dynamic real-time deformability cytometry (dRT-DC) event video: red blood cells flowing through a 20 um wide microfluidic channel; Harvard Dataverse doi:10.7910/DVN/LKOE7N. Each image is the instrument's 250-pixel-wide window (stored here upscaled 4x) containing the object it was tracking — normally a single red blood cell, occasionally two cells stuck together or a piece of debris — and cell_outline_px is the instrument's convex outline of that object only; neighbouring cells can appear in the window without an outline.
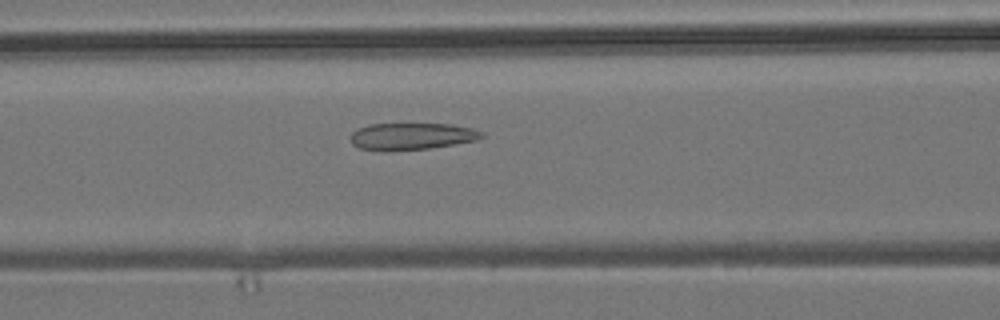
{"species": "common noctule bat (a hibernating species)", "species_latin": "Nyctalus noctula", "temperature_condition": "room temperature", "stored_images_in_passage": 50, "camera_frame_rate_fps": 3000, "um_per_image_px": 0.085, "animal": {"sex": "male", "body_mass_g": 19.2, "forearm_length_mm": 51.8}, "frame": {"image": 1, "passage_image": 22, "time_ms": 7.0, "image_size_px": [1000, 320], "cell_outline_px": [[484, 136], [476, 140], [428, 148], [388, 152], [380, 152], [360, 148], [352, 144], [352, 132], [368, 124], [452, 124], [472, 128], [484, 132]], "centroid_in_image_um": [34.98, 11.6], "position_along_channel_um": 131.6, "area_um2": 20.63}}
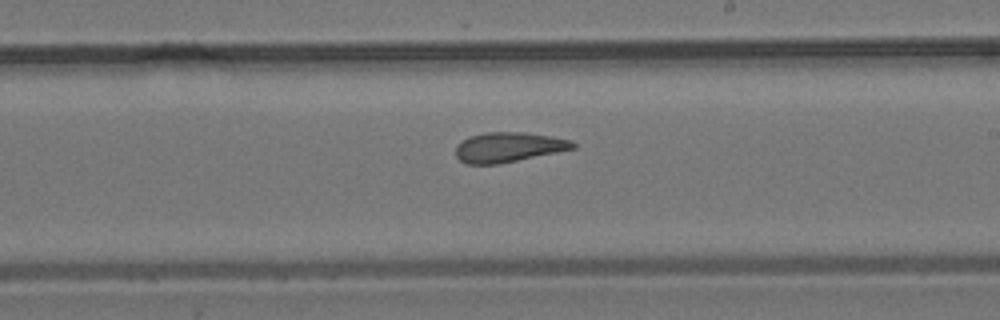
{"frame": {"image": 2, "passage_image": 31, "time_ms": 10.0, "image_size_px": [1000, 320], "cell_outline_px": [[576, 148], [500, 164], [468, 164], [460, 160], [456, 156], [456, 144], [460, 140], [468, 136], [484, 132], [524, 132], [552, 136], [572, 140], [576, 144]], "centroid_in_image_um": [43.2, 12.5], "position_along_channel_um": 245.8, "area_um2": 20.63}}
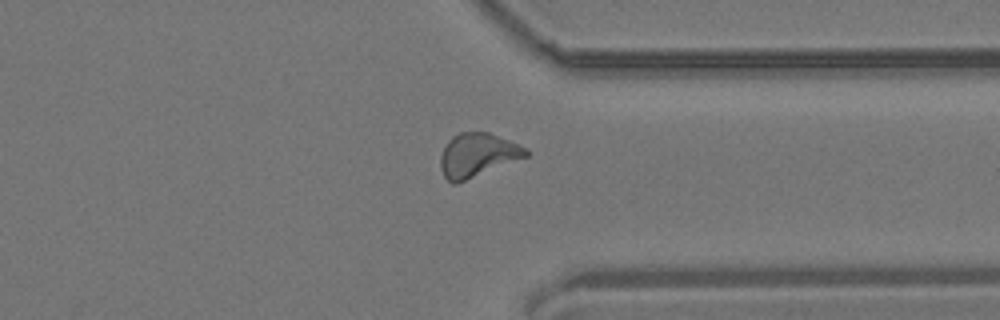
{"frame": {"image": 3, "passage_image": 41, "time_ms": 13.333, "image_size_px": [1000, 320], "cell_outline_px": [[528, 156], [456, 184], [452, 184], [444, 176], [440, 168], [440, 156], [448, 140], [452, 136], [460, 132], [488, 132], [528, 148]], "centroid_in_image_um": [40.57, 13.18], "position_along_channel_um": 370.8, "area_um2": 21.68}, "authors_computed_cell_mechanics": {"area_um2": 21.0681, "velocity_mm_per_s": 3.8124, "shape_relaxation_time_tau1_ms": null, "shape_relaxation_time_tau2_ms": 1.9596, "deformation_change_tau1": null, "deformation_change_tau2": 0.1009}}